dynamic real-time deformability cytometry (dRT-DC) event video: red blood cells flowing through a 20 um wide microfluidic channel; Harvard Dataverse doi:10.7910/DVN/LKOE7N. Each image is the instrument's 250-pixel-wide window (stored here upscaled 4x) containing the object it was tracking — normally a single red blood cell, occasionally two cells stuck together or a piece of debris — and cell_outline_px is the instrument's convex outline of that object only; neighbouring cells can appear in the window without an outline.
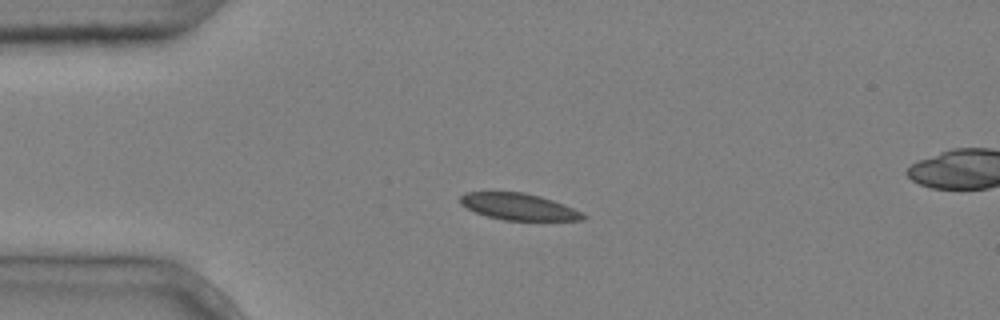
{"species": "common noctule bat (a hibernating species)", "species_latin": "Nyctalus noctula", "temperature_condition": "cold", "stored_images_in_passage": 8, "camera_frame_rate_fps": 3000, "um_per_image_px": 0.085, "animal": {"sex": "male", "body_mass_g": 20.4}, "frame": {"image": 1, "passage_image": 3, "time_ms": 0.667, "image_size_px": [1000, 320], "cell_outline_px": [[588, 216], [584, 220], [504, 220], [488, 216], [476, 212], [460, 204], [460, 196], [464, 192], [524, 192], [540, 196], [564, 204]], "centroid_in_image_um": [44.08, 17.56], "position_along_channel_um": 40.9, "area_um2": 18.9}}
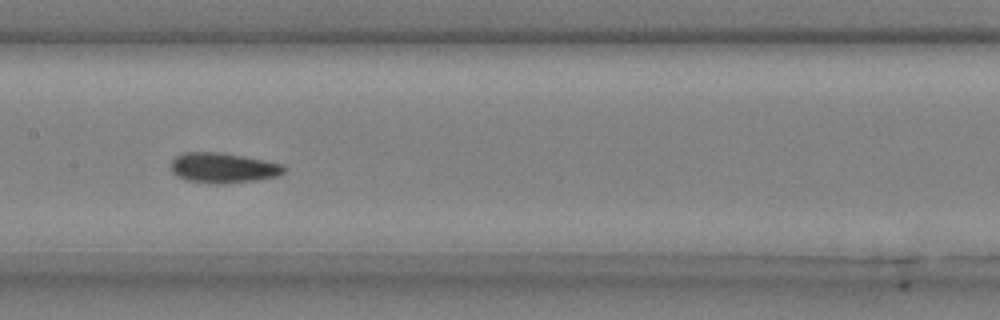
{"frame": {"image": 2, "passage_image": 7, "time_ms": 2.0, "image_size_px": [1000, 320], "cell_outline_px": [[288, 168], [284, 172], [276, 176], [256, 180], [220, 184], [212, 184], [188, 180], [176, 176], [172, 172], [172, 160], [176, 156], [184, 152], [220, 152], [244, 156], [284, 164]], "centroid_in_image_um": [18.98, 14.26], "position_along_channel_um": 188.4, "area_um2": 19.94}}
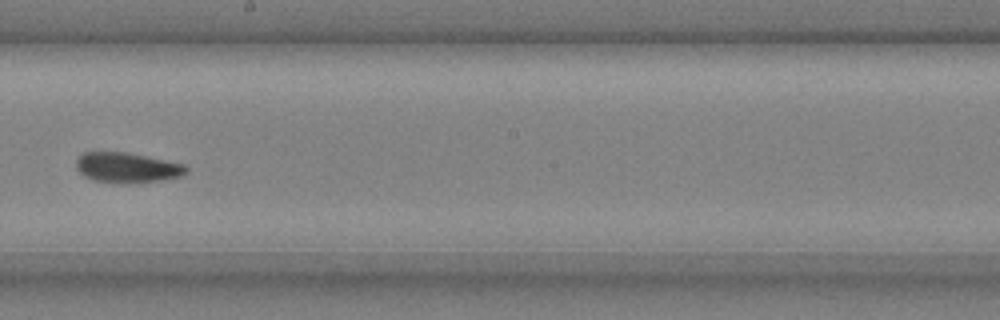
{"frame": {"image": 3, "passage_image": 8, "time_ms": 2.333, "image_size_px": [1000, 320], "cell_outline_px": [[188, 172], [184, 176], [160, 180], [128, 184], [116, 184], [92, 180], [84, 176], [76, 168], [76, 160], [84, 152], [128, 152], [184, 164], [188, 168]], "centroid_in_image_um": [10.81, 14.26], "position_along_channel_um": 237.4, "area_um2": 19.65}}